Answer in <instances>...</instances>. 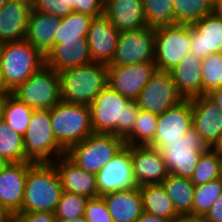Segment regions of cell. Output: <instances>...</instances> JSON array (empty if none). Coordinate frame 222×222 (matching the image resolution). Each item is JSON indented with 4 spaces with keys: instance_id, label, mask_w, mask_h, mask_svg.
<instances>
[{
    "instance_id": "1",
    "label": "cell",
    "mask_w": 222,
    "mask_h": 222,
    "mask_svg": "<svg viewBox=\"0 0 222 222\" xmlns=\"http://www.w3.org/2000/svg\"><path fill=\"white\" fill-rule=\"evenodd\" d=\"M89 107L93 133L114 134L125 140L133 132L139 107L109 85Z\"/></svg>"
},
{
    "instance_id": "2",
    "label": "cell",
    "mask_w": 222,
    "mask_h": 222,
    "mask_svg": "<svg viewBox=\"0 0 222 222\" xmlns=\"http://www.w3.org/2000/svg\"><path fill=\"white\" fill-rule=\"evenodd\" d=\"M60 75V99L63 102L90 106L108 85V65L89 63L65 69Z\"/></svg>"
},
{
    "instance_id": "3",
    "label": "cell",
    "mask_w": 222,
    "mask_h": 222,
    "mask_svg": "<svg viewBox=\"0 0 222 222\" xmlns=\"http://www.w3.org/2000/svg\"><path fill=\"white\" fill-rule=\"evenodd\" d=\"M62 192L61 180L53 163H33L27 173L20 211L54 214Z\"/></svg>"
},
{
    "instance_id": "4",
    "label": "cell",
    "mask_w": 222,
    "mask_h": 222,
    "mask_svg": "<svg viewBox=\"0 0 222 222\" xmlns=\"http://www.w3.org/2000/svg\"><path fill=\"white\" fill-rule=\"evenodd\" d=\"M4 90L11 92L45 65V56L26 39L0 44Z\"/></svg>"
},
{
    "instance_id": "5",
    "label": "cell",
    "mask_w": 222,
    "mask_h": 222,
    "mask_svg": "<svg viewBox=\"0 0 222 222\" xmlns=\"http://www.w3.org/2000/svg\"><path fill=\"white\" fill-rule=\"evenodd\" d=\"M24 137L25 162L53 163L66 155L51 125L50 109L34 110Z\"/></svg>"
},
{
    "instance_id": "6",
    "label": "cell",
    "mask_w": 222,
    "mask_h": 222,
    "mask_svg": "<svg viewBox=\"0 0 222 222\" xmlns=\"http://www.w3.org/2000/svg\"><path fill=\"white\" fill-rule=\"evenodd\" d=\"M57 142L67 151L93 134L90 107L60 101L50 109Z\"/></svg>"
},
{
    "instance_id": "7",
    "label": "cell",
    "mask_w": 222,
    "mask_h": 222,
    "mask_svg": "<svg viewBox=\"0 0 222 222\" xmlns=\"http://www.w3.org/2000/svg\"><path fill=\"white\" fill-rule=\"evenodd\" d=\"M125 145V141L114 134L93 133L71 146L66 156L79 168L97 174Z\"/></svg>"
},
{
    "instance_id": "8",
    "label": "cell",
    "mask_w": 222,
    "mask_h": 222,
    "mask_svg": "<svg viewBox=\"0 0 222 222\" xmlns=\"http://www.w3.org/2000/svg\"><path fill=\"white\" fill-rule=\"evenodd\" d=\"M209 148L192 127L180 139L166 144L159 151L169 173L191 179L202 153Z\"/></svg>"
},
{
    "instance_id": "9",
    "label": "cell",
    "mask_w": 222,
    "mask_h": 222,
    "mask_svg": "<svg viewBox=\"0 0 222 222\" xmlns=\"http://www.w3.org/2000/svg\"><path fill=\"white\" fill-rule=\"evenodd\" d=\"M11 94L34 110L51 109L60 99V75L44 65Z\"/></svg>"
},
{
    "instance_id": "10",
    "label": "cell",
    "mask_w": 222,
    "mask_h": 222,
    "mask_svg": "<svg viewBox=\"0 0 222 222\" xmlns=\"http://www.w3.org/2000/svg\"><path fill=\"white\" fill-rule=\"evenodd\" d=\"M154 32L156 69L169 72L191 52L190 25L160 26Z\"/></svg>"
},
{
    "instance_id": "11",
    "label": "cell",
    "mask_w": 222,
    "mask_h": 222,
    "mask_svg": "<svg viewBox=\"0 0 222 222\" xmlns=\"http://www.w3.org/2000/svg\"><path fill=\"white\" fill-rule=\"evenodd\" d=\"M183 96L178 92L170 72L157 70L135 100L139 109L160 115L180 104Z\"/></svg>"
},
{
    "instance_id": "12",
    "label": "cell",
    "mask_w": 222,
    "mask_h": 222,
    "mask_svg": "<svg viewBox=\"0 0 222 222\" xmlns=\"http://www.w3.org/2000/svg\"><path fill=\"white\" fill-rule=\"evenodd\" d=\"M155 32L152 27L120 32L115 55L110 65L129 66L154 61Z\"/></svg>"
},
{
    "instance_id": "13",
    "label": "cell",
    "mask_w": 222,
    "mask_h": 222,
    "mask_svg": "<svg viewBox=\"0 0 222 222\" xmlns=\"http://www.w3.org/2000/svg\"><path fill=\"white\" fill-rule=\"evenodd\" d=\"M98 196L138 187L132 169L131 145H125L96 174Z\"/></svg>"
},
{
    "instance_id": "14",
    "label": "cell",
    "mask_w": 222,
    "mask_h": 222,
    "mask_svg": "<svg viewBox=\"0 0 222 222\" xmlns=\"http://www.w3.org/2000/svg\"><path fill=\"white\" fill-rule=\"evenodd\" d=\"M157 71L154 61L124 65L108 66V85L118 91L122 96L135 101Z\"/></svg>"
},
{
    "instance_id": "15",
    "label": "cell",
    "mask_w": 222,
    "mask_h": 222,
    "mask_svg": "<svg viewBox=\"0 0 222 222\" xmlns=\"http://www.w3.org/2000/svg\"><path fill=\"white\" fill-rule=\"evenodd\" d=\"M192 127L191 99H185L158 115L156 133L148 145L156 149L163 148L166 144L180 139Z\"/></svg>"
},
{
    "instance_id": "16",
    "label": "cell",
    "mask_w": 222,
    "mask_h": 222,
    "mask_svg": "<svg viewBox=\"0 0 222 222\" xmlns=\"http://www.w3.org/2000/svg\"><path fill=\"white\" fill-rule=\"evenodd\" d=\"M131 162L138 187L161 184L169 175L159 149L149 145H131Z\"/></svg>"
},
{
    "instance_id": "17",
    "label": "cell",
    "mask_w": 222,
    "mask_h": 222,
    "mask_svg": "<svg viewBox=\"0 0 222 222\" xmlns=\"http://www.w3.org/2000/svg\"><path fill=\"white\" fill-rule=\"evenodd\" d=\"M119 36L120 31L104 15L93 18L87 34L92 62L109 66L115 55Z\"/></svg>"
},
{
    "instance_id": "18",
    "label": "cell",
    "mask_w": 222,
    "mask_h": 222,
    "mask_svg": "<svg viewBox=\"0 0 222 222\" xmlns=\"http://www.w3.org/2000/svg\"><path fill=\"white\" fill-rule=\"evenodd\" d=\"M191 52L204 59L222 53V18L214 12L190 25Z\"/></svg>"
},
{
    "instance_id": "19",
    "label": "cell",
    "mask_w": 222,
    "mask_h": 222,
    "mask_svg": "<svg viewBox=\"0 0 222 222\" xmlns=\"http://www.w3.org/2000/svg\"><path fill=\"white\" fill-rule=\"evenodd\" d=\"M33 162L9 163L0 172V202L13 214L22 209L26 177Z\"/></svg>"
},
{
    "instance_id": "20",
    "label": "cell",
    "mask_w": 222,
    "mask_h": 222,
    "mask_svg": "<svg viewBox=\"0 0 222 222\" xmlns=\"http://www.w3.org/2000/svg\"><path fill=\"white\" fill-rule=\"evenodd\" d=\"M193 128L211 147L222 134V113L207 96L191 98Z\"/></svg>"
},
{
    "instance_id": "21",
    "label": "cell",
    "mask_w": 222,
    "mask_h": 222,
    "mask_svg": "<svg viewBox=\"0 0 222 222\" xmlns=\"http://www.w3.org/2000/svg\"><path fill=\"white\" fill-rule=\"evenodd\" d=\"M32 4L11 0L0 8V44L24 40Z\"/></svg>"
},
{
    "instance_id": "22",
    "label": "cell",
    "mask_w": 222,
    "mask_h": 222,
    "mask_svg": "<svg viewBox=\"0 0 222 222\" xmlns=\"http://www.w3.org/2000/svg\"><path fill=\"white\" fill-rule=\"evenodd\" d=\"M53 165L59 174L63 191L89 199L98 197L96 174L79 168L66 155L58 157Z\"/></svg>"
},
{
    "instance_id": "23",
    "label": "cell",
    "mask_w": 222,
    "mask_h": 222,
    "mask_svg": "<svg viewBox=\"0 0 222 222\" xmlns=\"http://www.w3.org/2000/svg\"><path fill=\"white\" fill-rule=\"evenodd\" d=\"M103 15L120 32L147 27L142 0H104Z\"/></svg>"
},
{
    "instance_id": "24",
    "label": "cell",
    "mask_w": 222,
    "mask_h": 222,
    "mask_svg": "<svg viewBox=\"0 0 222 222\" xmlns=\"http://www.w3.org/2000/svg\"><path fill=\"white\" fill-rule=\"evenodd\" d=\"M91 62L87 40H62L45 56V65L57 73Z\"/></svg>"
},
{
    "instance_id": "25",
    "label": "cell",
    "mask_w": 222,
    "mask_h": 222,
    "mask_svg": "<svg viewBox=\"0 0 222 222\" xmlns=\"http://www.w3.org/2000/svg\"><path fill=\"white\" fill-rule=\"evenodd\" d=\"M113 222H136L143 214V200L139 187L119 190L101 196Z\"/></svg>"
},
{
    "instance_id": "26",
    "label": "cell",
    "mask_w": 222,
    "mask_h": 222,
    "mask_svg": "<svg viewBox=\"0 0 222 222\" xmlns=\"http://www.w3.org/2000/svg\"><path fill=\"white\" fill-rule=\"evenodd\" d=\"M202 59L193 52L184 56L181 62L170 70L178 92L184 99L202 96Z\"/></svg>"
},
{
    "instance_id": "27",
    "label": "cell",
    "mask_w": 222,
    "mask_h": 222,
    "mask_svg": "<svg viewBox=\"0 0 222 222\" xmlns=\"http://www.w3.org/2000/svg\"><path fill=\"white\" fill-rule=\"evenodd\" d=\"M60 23V17L32 9L25 39L46 56L54 47Z\"/></svg>"
},
{
    "instance_id": "28",
    "label": "cell",
    "mask_w": 222,
    "mask_h": 222,
    "mask_svg": "<svg viewBox=\"0 0 222 222\" xmlns=\"http://www.w3.org/2000/svg\"><path fill=\"white\" fill-rule=\"evenodd\" d=\"M161 184L172 201L176 212L179 215H191L195 187L191 180L169 173Z\"/></svg>"
},
{
    "instance_id": "29",
    "label": "cell",
    "mask_w": 222,
    "mask_h": 222,
    "mask_svg": "<svg viewBox=\"0 0 222 222\" xmlns=\"http://www.w3.org/2000/svg\"><path fill=\"white\" fill-rule=\"evenodd\" d=\"M139 189L142 195L144 212L168 220H172L179 215L162 184L139 186Z\"/></svg>"
},
{
    "instance_id": "30",
    "label": "cell",
    "mask_w": 222,
    "mask_h": 222,
    "mask_svg": "<svg viewBox=\"0 0 222 222\" xmlns=\"http://www.w3.org/2000/svg\"><path fill=\"white\" fill-rule=\"evenodd\" d=\"M93 17L72 12L66 17L61 18L55 37V44L62 43V40H87L89 26Z\"/></svg>"
},
{
    "instance_id": "31",
    "label": "cell",
    "mask_w": 222,
    "mask_h": 222,
    "mask_svg": "<svg viewBox=\"0 0 222 222\" xmlns=\"http://www.w3.org/2000/svg\"><path fill=\"white\" fill-rule=\"evenodd\" d=\"M0 156L9 163L25 162L24 137L0 120Z\"/></svg>"
},
{
    "instance_id": "32",
    "label": "cell",
    "mask_w": 222,
    "mask_h": 222,
    "mask_svg": "<svg viewBox=\"0 0 222 222\" xmlns=\"http://www.w3.org/2000/svg\"><path fill=\"white\" fill-rule=\"evenodd\" d=\"M34 109L19 101L11 93L4 104L2 119L16 132L24 136Z\"/></svg>"
},
{
    "instance_id": "33",
    "label": "cell",
    "mask_w": 222,
    "mask_h": 222,
    "mask_svg": "<svg viewBox=\"0 0 222 222\" xmlns=\"http://www.w3.org/2000/svg\"><path fill=\"white\" fill-rule=\"evenodd\" d=\"M175 24L193 25L206 15L213 13V7L206 0H173Z\"/></svg>"
},
{
    "instance_id": "34",
    "label": "cell",
    "mask_w": 222,
    "mask_h": 222,
    "mask_svg": "<svg viewBox=\"0 0 222 222\" xmlns=\"http://www.w3.org/2000/svg\"><path fill=\"white\" fill-rule=\"evenodd\" d=\"M221 194L222 177L213 179L206 184L195 185L191 215L203 218Z\"/></svg>"
},
{
    "instance_id": "35",
    "label": "cell",
    "mask_w": 222,
    "mask_h": 222,
    "mask_svg": "<svg viewBox=\"0 0 222 222\" xmlns=\"http://www.w3.org/2000/svg\"><path fill=\"white\" fill-rule=\"evenodd\" d=\"M148 27L175 25L173 0H142Z\"/></svg>"
},
{
    "instance_id": "36",
    "label": "cell",
    "mask_w": 222,
    "mask_h": 222,
    "mask_svg": "<svg viewBox=\"0 0 222 222\" xmlns=\"http://www.w3.org/2000/svg\"><path fill=\"white\" fill-rule=\"evenodd\" d=\"M158 115L139 109L133 132L124 140L126 145H148L155 136Z\"/></svg>"
},
{
    "instance_id": "37",
    "label": "cell",
    "mask_w": 222,
    "mask_h": 222,
    "mask_svg": "<svg viewBox=\"0 0 222 222\" xmlns=\"http://www.w3.org/2000/svg\"><path fill=\"white\" fill-rule=\"evenodd\" d=\"M202 96L222 87V53H213L202 59Z\"/></svg>"
},
{
    "instance_id": "38",
    "label": "cell",
    "mask_w": 222,
    "mask_h": 222,
    "mask_svg": "<svg viewBox=\"0 0 222 222\" xmlns=\"http://www.w3.org/2000/svg\"><path fill=\"white\" fill-rule=\"evenodd\" d=\"M219 177H221L220 157L209 148L202 153L190 180L194 185H202Z\"/></svg>"
},
{
    "instance_id": "39",
    "label": "cell",
    "mask_w": 222,
    "mask_h": 222,
    "mask_svg": "<svg viewBox=\"0 0 222 222\" xmlns=\"http://www.w3.org/2000/svg\"><path fill=\"white\" fill-rule=\"evenodd\" d=\"M89 198L63 191L54 215L56 220H69L84 216Z\"/></svg>"
},
{
    "instance_id": "40",
    "label": "cell",
    "mask_w": 222,
    "mask_h": 222,
    "mask_svg": "<svg viewBox=\"0 0 222 222\" xmlns=\"http://www.w3.org/2000/svg\"><path fill=\"white\" fill-rule=\"evenodd\" d=\"M32 9L60 18L66 17L68 14L74 12L71 9V0H34Z\"/></svg>"
},
{
    "instance_id": "41",
    "label": "cell",
    "mask_w": 222,
    "mask_h": 222,
    "mask_svg": "<svg viewBox=\"0 0 222 222\" xmlns=\"http://www.w3.org/2000/svg\"><path fill=\"white\" fill-rule=\"evenodd\" d=\"M84 217L87 219V222H113L104 199L101 196L88 200Z\"/></svg>"
},
{
    "instance_id": "42",
    "label": "cell",
    "mask_w": 222,
    "mask_h": 222,
    "mask_svg": "<svg viewBox=\"0 0 222 222\" xmlns=\"http://www.w3.org/2000/svg\"><path fill=\"white\" fill-rule=\"evenodd\" d=\"M104 0H71L74 12L89 15L93 18L103 15Z\"/></svg>"
},
{
    "instance_id": "43",
    "label": "cell",
    "mask_w": 222,
    "mask_h": 222,
    "mask_svg": "<svg viewBox=\"0 0 222 222\" xmlns=\"http://www.w3.org/2000/svg\"><path fill=\"white\" fill-rule=\"evenodd\" d=\"M13 222H57L56 217L50 212H15L12 214Z\"/></svg>"
},
{
    "instance_id": "44",
    "label": "cell",
    "mask_w": 222,
    "mask_h": 222,
    "mask_svg": "<svg viewBox=\"0 0 222 222\" xmlns=\"http://www.w3.org/2000/svg\"><path fill=\"white\" fill-rule=\"evenodd\" d=\"M202 219L204 222L222 221V194L215 200L208 213Z\"/></svg>"
},
{
    "instance_id": "45",
    "label": "cell",
    "mask_w": 222,
    "mask_h": 222,
    "mask_svg": "<svg viewBox=\"0 0 222 222\" xmlns=\"http://www.w3.org/2000/svg\"><path fill=\"white\" fill-rule=\"evenodd\" d=\"M207 96L217 105L222 113V87L214 89Z\"/></svg>"
},
{
    "instance_id": "46",
    "label": "cell",
    "mask_w": 222,
    "mask_h": 222,
    "mask_svg": "<svg viewBox=\"0 0 222 222\" xmlns=\"http://www.w3.org/2000/svg\"><path fill=\"white\" fill-rule=\"evenodd\" d=\"M136 222H172V220H168L162 217H157L146 212L139 217Z\"/></svg>"
},
{
    "instance_id": "47",
    "label": "cell",
    "mask_w": 222,
    "mask_h": 222,
    "mask_svg": "<svg viewBox=\"0 0 222 222\" xmlns=\"http://www.w3.org/2000/svg\"><path fill=\"white\" fill-rule=\"evenodd\" d=\"M172 222H204L201 217H197L195 215L184 214V215H177Z\"/></svg>"
},
{
    "instance_id": "48",
    "label": "cell",
    "mask_w": 222,
    "mask_h": 222,
    "mask_svg": "<svg viewBox=\"0 0 222 222\" xmlns=\"http://www.w3.org/2000/svg\"><path fill=\"white\" fill-rule=\"evenodd\" d=\"M12 213L0 202V222H11Z\"/></svg>"
},
{
    "instance_id": "49",
    "label": "cell",
    "mask_w": 222,
    "mask_h": 222,
    "mask_svg": "<svg viewBox=\"0 0 222 222\" xmlns=\"http://www.w3.org/2000/svg\"><path fill=\"white\" fill-rule=\"evenodd\" d=\"M210 149L219 157H222V134L217 138Z\"/></svg>"
},
{
    "instance_id": "50",
    "label": "cell",
    "mask_w": 222,
    "mask_h": 222,
    "mask_svg": "<svg viewBox=\"0 0 222 222\" xmlns=\"http://www.w3.org/2000/svg\"><path fill=\"white\" fill-rule=\"evenodd\" d=\"M11 92H8L6 90H0V120L3 117V109H4V104L5 101L7 99V96L10 94Z\"/></svg>"
},
{
    "instance_id": "51",
    "label": "cell",
    "mask_w": 222,
    "mask_h": 222,
    "mask_svg": "<svg viewBox=\"0 0 222 222\" xmlns=\"http://www.w3.org/2000/svg\"><path fill=\"white\" fill-rule=\"evenodd\" d=\"M213 12L222 18V0H219L218 3L213 7Z\"/></svg>"
},
{
    "instance_id": "52",
    "label": "cell",
    "mask_w": 222,
    "mask_h": 222,
    "mask_svg": "<svg viewBox=\"0 0 222 222\" xmlns=\"http://www.w3.org/2000/svg\"><path fill=\"white\" fill-rule=\"evenodd\" d=\"M57 222H87V219L84 216H81L69 220H57Z\"/></svg>"
},
{
    "instance_id": "53",
    "label": "cell",
    "mask_w": 222,
    "mask_h": 222,
    "mask_svg": "<svg viewBox=\"0 0 222 222\" xmlns=\"http://www.w3.org/2000/svg\"><path fill=\"white\" fill-rule=\"evenodd\" d=\"M9 165V162L4 159L3 157L0 156V172L7 166Z\"/></svg>"
},
{
    "instance_id": "54",
    "label": "cell",
    "mask_w": 222,
    "mask_h": 222,
    "mask_svg": "<svg viewBox=\"0 0 222 222\" xmlns=\"http://www.w3.org/2000/svg\"><path fill=\"white\" fill-rule=\"evenodd\" d=\"M0 90H4L1 65H0Z\"/></svg>"
},
{
    "instance_id": "55",
    "label": "cell",
    "mask_w": 222,
    "mask_h": 222,
    "mask_svg": "<svg viewBox=\"0 0 222 222\" xmlns=\"http://www.w3.org/2000/svg\"><path fill=\"white\" fill-rule=\"evenodd\" d=\"M212 7H214L219 0H206Z\"/></svg>"
},
{
    "instance_id": "56",
    "label": "cell",
    "mask_w": 222,
    "mask_h": 222,
    "mask_svg": "<svg viewBox=\"0 0 222 222\" xmlns=\"http://www.w3.org/2000/svg\"><path fill=\"white\" fill-rule=\"evenodd\" d=\"M9 1H11V0H0V8L3 7Z\"/></svg>"
},
{
    "instance_id": "57",
    "label": "cell",
    "mask_w": 222,
    "mask_h": 222,
    "mask_svg": "<svg viewBox=\"0 0 222 222\" xmlns=\"http://www.w3.org/2000/svg\"><path fill=\"white\" fill-rule=\"evenodd\" d=\"M23 1H26V2H28V3H31V4H32L34 0H23Z\"/></svg>"
},
{
    "instance_id": "58",
    "label": "cell",
    "mask_w": 222,
    "mask_h": 222,
    "mask_svg": "<svg viewBox=\"0 0 222 222\" xmlns=\"http://www.w3.org/2000/svg\"><path fill=\"white\" fill-rule=\"evenodd\" d=\"M220 161H221V177H222V157H220Z\"/></svg>"
}]
</instances>
